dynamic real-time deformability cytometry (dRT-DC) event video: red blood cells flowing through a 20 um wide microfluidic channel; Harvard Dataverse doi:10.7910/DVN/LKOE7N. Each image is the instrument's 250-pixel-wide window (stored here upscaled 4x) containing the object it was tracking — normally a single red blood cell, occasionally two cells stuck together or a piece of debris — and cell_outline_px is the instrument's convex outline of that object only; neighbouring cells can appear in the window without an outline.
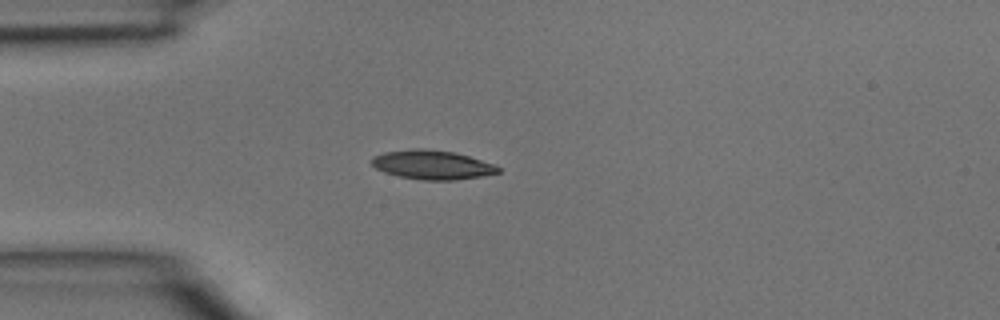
{"species": "common noctule bat (a hibernating species)", "species_latin": "Nyctalus noctula", "temperature_condition": "room temperature", "stored_images_in_passage": 2, "camera_frame_rate_fps": 3000, "um_per_image_px": 0.085, "animal": {"sex": "male", "body_mass_g": 15.6}, "frame": {"image": 1, "passage_image": 2, "time_ms": 0.333, "image_size_px": [1000, 320], "cell_outline_px": [[500, 172], [480, 176], [456, 180], [424, 180], [400, 176], [384, 172], [376, 168], [372, 164], [372, 156], [384, 152], [412, 148], [420, 148], [452, 152], [468, 156], [496, 164], [500, 168]], "centroid_in_image_um": [36.74, 14.0], "position_along_channel_um": 48.3, "area_um2": 21.33}}